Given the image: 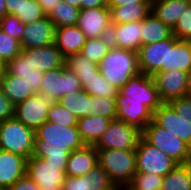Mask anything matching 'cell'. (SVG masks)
<instances>
[{"label": "cell", "instance_id": "6da1fadb", "mask_svg": "<svg viewBox=\"0 0 191 190\" xmlns=\"http://www.w3.org/2000/svg\"><path fill=\"white\" fill-rule=\"evenodd\" d=\"M85 146L77 126L44 122L35 131L33 156L53 166H67L70 152Z\"/></svg>", "mask_w": 191, "mask_h": 190}, {"label": "cell", "instance_id": "7a4b0ae2", "mask_svg": "<svg viewBox=\"0 0 191 190\" xmlns=\"http://www.w3.org/2000/svg\"><path fill=\"white\" fill-rule=\"evenodd\" d=\"M99 70L104 79L120 89L140 72L137 52L112 47L102 58Z\"/></svg>", "mask_w": 191, "mask_h": 190}, {"label": "cell", "instance_id": "3957f363", "mask_svg": "<svg viewBox=\"0 0 191 190\" xmlns=\"http://www.w3.org/2000/svg\"><path fill=\"white\" fill-rule=\"evenodd\" d=\"M97 160L117 189L129 185L136 174L135 150L97 149Z\"/></svg>", "mask_w": 191, "mask_h": 190}, {"label": "cell", "instance_id": "277c9868", "mask_svg": "<svg viewBox=\"0 0 191 190\" xmlns=\"http://www.w3.org/2000/svg\"><path fill=\"white\" fill-rule=\"evenodd\" d=\"M127 102L143 103L154 112L162 103L152 76L142 72L132 76L118 91L116 105L124 106Z\"/></svg>", "mask_w": 191, "mask_h": 190}, {"label": "cell", "instance_id": "5b68a950", "mask_svg": "<svg viewBox=\"0 0 191 190\" xmlns=\"http://www.w3.org/2000/svg\"><path fill=\"white\" fill-rule=\"evenodd\" d=\"M35 131L15 117L0 122V149L29 159L34 153Z\"/></svg>", "mask_w": 191, "mask_h": 190}, {"label": "cell", "instance_id": "8992f818", "mask_svg": "<svg viewBox=\"0 0 191 190\" xmlns=\"http://www.w3.org/2000/svg\"><path fill=\"white\" fill-rule=\"evenodd\" d=\"M142 136L178 164L191 162V147L178 136L158 126L153 120L142 131Z\"/></svg>", "mask_w": 191, "mask_h": 190}, {"label": "cell", "instance_id": "52a82bcc", "mask_svg": "<svg viewBox=\"0 0 191 190\" xmlns=\"http://www.w3.org/2000/svg\"><path fill=\"white\" fill-rule=\"evenodd\" d=\"M136 153V173H148L165 176L178 163L157 147L149 143L143 136L140 137Z\"/></svg>", "mask_w": 191, "mask_h": 190}, {"label": "cell", "instance_id": "ba28073f", "mask_svg": "<svg viewBox=\"0 0 191 190\" xmlns=\"http://www.w3.org/2000/svg\"><path fill=\"white\" fill-rule=\"evenodd\" d=\"M80 90H82L81 81L65 65L43 73L39 94L53 102Z\"/></svg>", "mask_w": 191, "mask_h": 190}, {"label": "cell", "instance_id": "9c48e42d", "mask_svg": "<svg viewBox=\"0 0 191 190\" xmlns=\"http://www.w3.org/2000/svg\"><path fill=\"white\" fill-rule=\"evenodd\" d=\"M142 131L120 120H111L107 130L94 145L96 149L136 150Z\"/></svg>", "mask_w": 191, "mask_h": 190}, {"label": "cell", "instance_id": "30bf717a", "mask_svg": "<svg viewBox=\"0 0 191 190\" xmlns=\"http://www.w3.org/2000/svg\"><path fill=\"white\" fill-rule=\"evenodd\" d=\"M66 166H53L36 156L27 159L26 175L40 190H63Z\"/></svg>", "mask_w": 191, "mask_h": 190}, {"label": "cell", "instance_id": "8fae6325", "mask_svg": "<svg viewBox=\"0 0 191 190\" xmlns=\"http://www.w3.org/2000/svg\"><path fill=\"white\" fill-rule=\"evenodd\" d=\"M51 102V100H48L41 94L36 93L23 102L15 105L14 117L25 126L36 131L44 122L47 121Z\"/></svg>", "mask_w": 191, "mask_h": 190}, {"label": "cell", "instance_id": "7c38bea8", "mask_svg": "<svg viewBox=\"0 0 191 190\" xmlns=\"http://www.w3.org/2000/svg\"><path fill=\"white\" fill-rule=\"evenodd\" d=\"M87 39L109 36L111 12L108 6L81 9L77 24Z\"/></svg>", "mask_w": 191, "mask_h": 190}, {"label": "cell", "instance_id": "4fadbf2b", "mask_svg": "<svg viewBox=\"0 0 191 190\" xmlns=\"http://www.w3.org/2000/svg\"><path fill=\"white\" fill-rule=\"evenodd\" d=\"M187 72L178 69L158 71L152 77L163 102L186 96Z\"/></svg>", "mask_w": 191, "mask_h": 190}, {"label": "cell", "instance_id": "5bb4252c", "mask_svg": "<svg viewBox=\"0 0 191 190\" xmlns=\"http://www.w3.org/2000/svg\"><path fill=\"white\" fill-rule=\"evenodd\" d=\"M153 121L191 147V123L176 113L167 102H163L153 112Z\"/></svg>", "mask_w": 191, "mask_h": 190}, {"label": "cell", "instance_id": "9a60e30c", "mask_svg": "<svg viewBox=\"0 0 191 190\" xmlns=\"http://www.w3.org/2000/svg\"><path fill=\"white\" fill-rule=\"evenodd\" d=\"M56 26L47 17L44 16L38 21L25 24L21 48H38L53 45L55 42Z\"/></svg>", "mask_w": 191, "mask_h": 190}, {"label": "cell", "instance_id": "2e32d148", "mask_svg": "<svg viewBox=\"0 0 191 190\" xmlns=\"http://www.w3.org/2000/svg\"><path fill=\"white\" fill-rule=\"evenodd\" d=\"M3 69L8 74L23 78L39 94L43 72L33 66L31 48L22 49L19 55L3 66Z\"/></svg>", "mask_w": 191, "mask_h": 190}, {"label": "cell", "instance_id": "e0dca14e", "mask_svg": "<svg viewBox=\"0 0 191 190\" xmlns=\"http://www.w3.org/2000/svg\"><path fill=\"white\" fill-rule=\"evenodd\" d=\"M109 37L112 47L138 52L142 46V21L112 24Z\"/></svg>", "mask_w": 191, "mask_h": 190}, {"label": "cell", "instance_id": "ac0fdd59", "mask_svg": "<svg viewBox=\"0 0 191 190\" xmlns=\"http://www.w3.org/2000/svg\"><path fill=\"white\" fill-rule=\"evenodd\" d=\"M63 190H118L111 182L107 172L98 164L86 175L66 176Z\"/></svg>", "mask_w": 191, "mask_h": 190}, {"label": "cell", "instance_id": "d6986e66", "mask_svg": "<svg viewBox=\"0 0 191 190\" xmlns=\"http://www.w3.org/2000/svg\"><path fill=\"white\" fill-rule=\"evenodd\" d=\"M140 72L153 76L156 72L167 67V39L142 45L137 52Z\"/></svg>", "mask_w": 191, "mask_h": 190}, {"label": "cell", "instance_id": "ffe728a7", "mask_svg": "<svg viewBox=\"0 0 191 190\" xmlns=\"http://www.w3.org/2000/svg\"><path fill=\"white\" fill-rule=\"evenodd\" d=\"M27 158L0 149V190H6L26 175Z\"/></svg>", "mask_w": 191, "mask_h": 190}, {"label": "cell", "instance_id": "44dd1931", "mask_svg": "<svg viewBox=\"0 0 191 190\" xmlns=\"http://www.w3.org/2000/svg\"><path fill=\"white\" fill-rule=\"evenodd\" d=\"M191 69V41L178 40L174 35L167 39V67L162 71Z\"/></svg>", "mask_w": 191, "mask_h": 190}, {"label": "cell", "instance_id": "7402d4cb", "mask_svg": "<svg viewBox=\"0 0 191 190\" xmlns=\"http://www.w3.org/2000/svg\"><path fill=\"white\" fill-rule=\"evenodd\" d=\"M98 164L95 146L85 145L83 148L70 152L66 176L79 177L86 175Z\"/></svg>", "mask_w": 191, "mask_h": 190}, {"label": "cell", "instance_id": "603a6c76", "mask_svg": "<svg viewBox=\"0 0 191 190\" xmlns=\"http://www.w3.org/2000/svg\"><path fill=\"white\" fill-rule=\"evenodd\" d=\"M86 36L77 26H63L56 28L54 44L65 58L80 53L86 42Z\"/></svg>", "mask_w": 191, "mask_h": 190}, {"label": "cell", "instance_id": "cb8c5ba5", "mask_svg": "<svg viewBox=\"0 0 191 190\" xmlns=\"http://www.w3.org/2000/svg\"><path fill=\"white\" fill-rule=\"evenodd\" d=\"M189 0H151V12L173 29L181 15L189 8Z\"/></svg>", "mask_w": 191, "mask_h": 190}, {"label": "cell", "instance_id": "d4e9b609", "mask_svg": "<svg viewBox=\"0 0 191 190\" xmlns=\"http://www.w3.org/2000/svg\"><path fill=\"white\" fill-rule=\"evenodd\" d=\"M0 88L14 105L36 94L23 78L8 74L4 69L0 78Z\"/></svg>", "mask_w": 191, "mask_h": 190}, {"label": "cell", "instance_id": "484cf974", "mask_svg": "<svg viewBox=\"0 0 191 190\" xmlns=\"http://www.w3.org/2000/svg\"><path fill=\"white\" fill-rule=\"evenodd\" d=\"M116 119L143 131L153 120V112L143 103L127 102L124 106H117Z\"/></svg>", "mask_w": 191, "mask_h": 190}, {"label": "cell", "instance_id": "4316f807", "mask_svg": "<svg viewBox=\"0 0 191 190\" xmlns=\"http://www.w3.org/2000/svg\"><path fill=\"white\" fill-rule=\"evenodd\" d=\"M31 62L37 70L44 72L65 66L66 58L55 44L31 48Z\"/></svg>", "mask_w": 191, "mask_h": 190}, {"label": "cell", "instance_id": "83f0119b", "mask_svg": "<svg viewBox=\"0 0 191 190\" xmlns=\"http://www.w3.org/2000/svg\"><path fill=\"white\" fill-rule=\"evenodd\" d=\"M111 119L97 115L78 118V130L85 145L94 146L107 130Z\"/></svg>", "mask_w": 191, "mask_h": 190}, {"label": "cell", "instance_id": "f1b7e54d", "mask_svg": "<svg viewBox=\"0 0 191 190\" xmlns=\"http://www.w3.org/2000/svg\"><path fill=\"white\" fill-rule=\"evenodd\" d=\"M111 12V24H124L142 21L151 10V2H133L121 6H108Z\"/></svg>", "mask_w": 191, "mask_h": 190}, {"label": "cell", "instance_id": "f546056e", "mask_svg": "<svg viewBox=\"0 0 191 190\" xmlns=\"http://www.w3.org/2000/svg\"><path fill=\"white\" fill-rule=\"evenodd\" d=\"M82 84V89L89 95L102 98H116L119 89L110 84L100 73L94 70V74L77 75Z\"/></svg>", "mask_w": 191, "mask_h": 190}, {"label": "cell", "instance_id": "4dcf8cb0", "mask_svg": "<svg viewBox=\"0 0 191 190\" xmlns=\"http://www.w3.org/2000/svg\"><path fill=\"white\" fill-rule=\"evenodd\" d=\"M173 35L172 29L160 21L151 11L142 20V45L153 44Z\"/></svg>", "mask_w": 191, "mask_h": 190}, {"label": "cell", "instance_id": "1f68e13d", "mask_svg": "<svg viewBox=\"0 0 191 190\" xmlns=\"http://www.w3.org/2000/svg\"><path fill=\"white\" fill-rule=\"evenodd\" d=\"M161 190H191V162L178 164L167 173L163 178Z\"/></svg>", "mask_w": 191, "mask_h": 190}, {"label": "cell", "instance_id": "d6a6232c", "mask_svg": "<svg viewBox=\"0 0 191 190\" xmlns=\"http://www.w3.org/2000/svg\"><path fill=\"white\" fill-rule=\"evenodd\" d=\"M76 117H86L91 115V95L83 89L75 93H69L57 100Z\"/></svg>", "mask_w": 191, "mask_h": 190}, {"label": "cell", "instance_id": "836d02e7", "mask_svg": "<svg viewBox=\"0 0 191 190\" xmlns=\"http://www.w3.org/2000/svg\"><path fill=\"white\" fill-rule=\"evenodd\" d=\"M80 9L71 6L64 0H59L53 9L46 15L56 26H74L77 24Z\"/></svg>", "mask_w": 191, "mask_h": 190}, {"label": "cell", "instance_id": "e575fe53", "mask_svg": "<svg viewBox=\"0 0 191 190\" xmlns=\"http://www.w3.org/2000/svg\"><path fill=\"white\" fill-rule=\"evenodd\" d=\"M112 44L110 37L86 39L80 53L90 61L100 64L102 58L110 51Z\"/></svg>", "mask_w": 191, "mask_h": 190}, {"label": "cell", "instance_id": "d590c367", "mask_svg": "<svg viewBox=\"0 0 191 190\" xmlns=\"http://www.w3.org/2000/svg\"><path fill=\"white\" fill-rule=\"evenodd\" d=\"M47 121L58 125H65L66 127L78 125V117L57 101L51 102Z\"/></svg>", "mask_w": 191, "mask_h": 190}, {"label": "cell", "instance_id": "8d00e7d4", "mask_svg": "<svg viewBox=\"0 0 191 190\" xmlns=\"http://www.w3.org/2000/svg\"><path fill=\"white\" fill-rule=\"evenodd\" d=\"M20 41L0 29V64L3 66L21 53Z\"/></svg>", "mask_w": 191, "mask_h": 190}, {"label": "cell", "instance_id": "74e56055", "mask_svg": "<svg viewBox=\"0 0 191 190\" xmlns=\"http://www.w3.org/2000/svg\"><path fill=\"white\" fill-rule=\"evenodd\" d=\"M66 67L76 75L94 74V70L99 69V65L90 61L82 53H76L66 58Z\"/></svg>", "mask_w": 191, "mask_h": 190}, {"label": "cell", "instance_id": "f35d334b", "mask_svg": "<svg viewBox=\"0 0 191 190\" xmlns=\"http://www.w3.org/2000/svg\"><path fill=\"white\" fill-rule=\"evenodd\" d=\"M91 114L116 119L117 105L116 98H102L91 95Z\"/></svg>", "mask_w": 191, "mask_h": 190}, {"label": "cell", "instance_id": "ab89813d", "mask_svg": "<svg viewBox=\"0 0 191 190\" xmlns=\"http://www.w3.org/2000/svg\"><path fill=\"white\" fill-rule=\"evenodd\" d=\"M23 24H29L43 18L45 13L37 0H22L20 11L15 14Z\"/></svg>", "mask_w": 191, "mask_h": 190}, {"label": "cell", "instance_id": "60d3db41", "mask_svg": "<svg viewBox=\"0 0 191 190\" xmlns=\"http://www.w3.org/2000/svg\"><path fill=\"white\" fill-rule=\"evenodd\" d=\"M163 176L136 173L129 184L134 190H161Z\"/></svg>", "mask_w": 191, "mask_h": 190}, {"label": "cell", "instance_id": "b9f144b4", "mask_svg": "<svg viewBox=\"0 0 191 190\" xmlns=\"http://www.w3.org/2000/svg\"><path fill=\"white\" fill-rule=\"evenodd\" d=\"M0 29L11 37L21 41L25 24L15 15L6 14L0 19Z\"/></svg>", "mask_w": 191, "mask_h": 190}, {"label": "cell", "instance_id": "7bdbcfd3", "mask_svg": "<svg viewBox=\"0 0 191 190\" xmlns=\"http://www.w3.org/2000/svg\"><path fill=\"white\" fill-rule=\"evenodd\" d=\"M172 32L178 40L191 41V5L181 15Z\"/></svg>", "mask_w": 191, "mask_h": 190}, {"label": "cell", "instance_id": "ee69618b", "mask_svg": "<svg viewBox=\"0 0 191 190\" xmlns=\"http://www.w3.org/2000/svg\"><path fill=\"white\" fill-rule=\"evenodd\" d=\"M173 110L191 123V97L183 96L167 102Z\"/></svg>", "mask_w": 191, "mask_h": 190}, {"label": "cell", "instance_id": "f6af8a7d", "mask_svg": "<svg viewBox=\"0 0 191 190\" xmlns=\"http://www.w3.org/2000/svg\"><path fill=\"white\" fill-rule=\"evenodd\" d=\"M15 105L4 95L0 88V122L14 117Z\"/></svg>", "mask_w": 191, "mask_h": 190}, {"label": "cell", "instance_id": "bcb514c9", "mask_svg": "<svg viewBox=\"0 0 191 190\" xmlns=\"http://www.w3.org/2000/svg\"><path fill=\"white\" fill-rule=\"evenodd\" d=\"M6 190H40V188L33 180L25 175Z\"/></svg>", "mask_w": 191, "mask_h": 190}, {"label": "cell", "instance_id": "7dc6e473", "mask_svg": "<svg viewBox=\"0 0 191 190\" xmlns=\"http://www.w3.org/2000/svg\"><path fill=\"white\" fill-rule=\"evenodd\" d=\"M108 6V0H81V9Z\"/></svg>", "mask_w": 191, "mask_h": 190}, {"label": "cell", "instance_id": "c3c4849f", "mask_svg": "<svg viewBox=\"0 0 191 190\" xmlns=\"http://www.w3.org/2000/svg\"><path fill=\"white\" fill-rule=\"evenodd\" d=\"M7 14L15 15L22 6V0H5Z\"/></svg>", "mask_w": 191, "mask_h": 190}, {"label": "cell", "instance_id": "681fc988", "mask_svg": "<svg viewBox=\"0 0 191 190\" xmlns=\"http://www.w3.org/2000/svg\"><path fill=\"white\" fill-rule=\"evenodd\" d=\"M41 5L43 12L47 15L59 0H37Z\"/></svg>", "mask_w": 191, "mask_h": 190}, {"label": "cell", "instance_id": "f907efd6", "mask_svg": "<svg viewBox=\"0 0 191 190\" xmlns=\"http://www.w3.org/2000/svg\"><path fill=\"white\" fill-rule=\"evenodd\" d=\"M133 2H151V0H108V6H121Z\"/></svg>", "mask_w": 191, "mask_h": 190}, {"label": "cell", "instance_id": "816d5d0a", "mask_svg": "<svg viewBox=\"0 0 191 190\" xmlns=\"http://www.w3.org/2000/svg\"><path fill=\"white\" fill-rule=\"evenodd\" d=\"M186 96L191 97V69L188 71L187 75V93Z\"/></svg>", "mask_w": 191, "mask_h": 190}, {"label": "cell", "instance_id": "f5cc1de1", "mask_svg": "<svg viewBox=\"0 0 191 190\" xmlns=\"http://www.w3.org/2000/svg\"><path fill=\"white\" fill-rule=\"evenodd\" d=\"M6 14L7 12L5 0H0V19Z\"/></svg>", "mask_w": 191, "mask_h": 190}, {"label": "cell", "instance_id": "db71d44e", "mask_svg": "<svg viewBox=\"0 0 191 190\" xmlns=\"http://www.w3.org/2000/svg\"><path fill=\"white\" fill-rule=\"evenodd\" d=\"M64 1L70 4L71 6L77 7L81 10V0H64Z\"/></svg>", "mask_w": 191, "mask_h": 190}, {"label": "cell", "instance_id": "11a10c76", "mask_svg": "<svg viewBox=\"0 0 191 190\" xmlns=\"http://www.w3.org/2000/svg\"><path fill=\"white\" fill-rule=\"evenodd\" d=\"M118 190H134L130 185L123 186L119 188Z\"/></svg>", "mask_w": 191, "mask_h": 190}, {"label": "cell", "instance_id": "9f6ffc18", "mask_svg": "<svg viewBox=\"0 0 191 190\" xmlns=\"http://www.w3.org/2000/svg\"><path fill=\"white\" fill-rule=\"evenodd\" d=\"M2 72H3V65L0 64V78H1V74H2Z\"/></svg>", "mask_w": 191, "mask_h": 190}]
</instances>
